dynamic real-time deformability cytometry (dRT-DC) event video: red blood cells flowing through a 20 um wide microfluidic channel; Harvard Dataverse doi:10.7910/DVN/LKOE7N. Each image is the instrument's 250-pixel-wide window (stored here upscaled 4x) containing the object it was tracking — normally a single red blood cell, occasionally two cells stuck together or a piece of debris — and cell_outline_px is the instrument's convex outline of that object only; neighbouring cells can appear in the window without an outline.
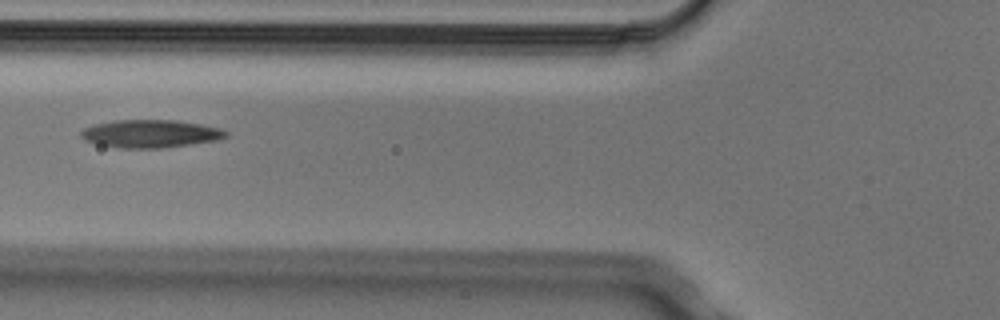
{"species": "Egyptian fruit bat (a non-hibernating species)", "species_latin": "Rousettus aegyptiacus", "temperature_condition": "cold", "stored_images_in_passage": 4, "camera_frame_rate_fps": 3000, "um_per_image_px": 0.085, "animal": {"sex": "male"}, "frame": {"image": 1, "passage_image": 2, "time_ms": 0.333, "image_size_px": [1000, 320], "cell_outline_px": [[228, 136], [220, 140], [164, 148], [120, 148], [96, 144], [84, 140], [80, 136], [80, 132], [84, 128], [92, 124], [112, 120], [176, 120], [200, 124], [220, 128], [228, 132]], "centroid_in_image_um": [12.77, 11.36], "position_along_channel_um": 113.0, "area_um2": 23.87}}
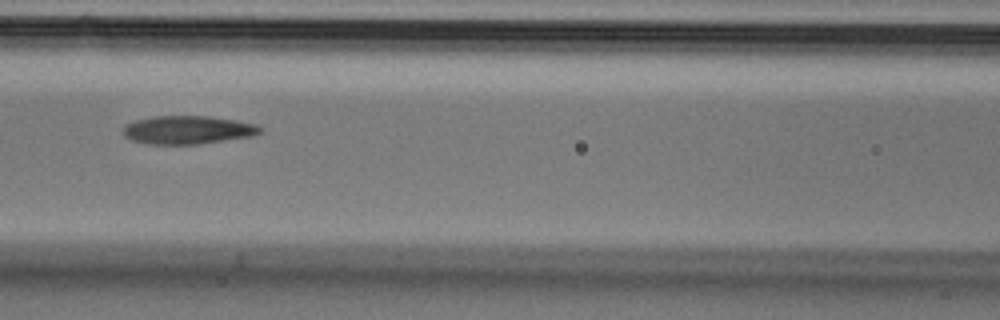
{"frame": {"image": 2, "passage_image": 3, "time_ms": 0.667, "image_size_px": [1000, 320], "cell_outline_px": [[264, 128], [260, 132], [252, 136], [200, 144], [148, 144], [132, 140], [124, 136], [124, 124], [136, 120], [152, 116], [208, 116], [236, 120], [256, 124]], "centroid_in_image_um": [15.96, 11.04], "position_along_channel_um": 150.6, "area_um2": 22.66}}
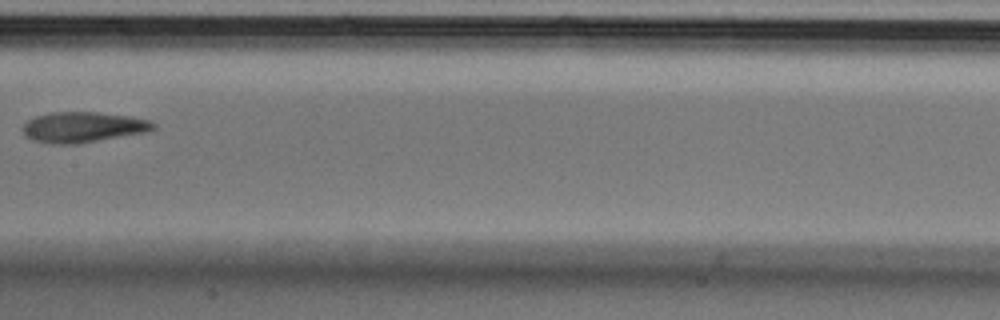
{"frame": {"image": 3, "passage_image": 4, "time_ms": 1.0, "image_size_px": [1000, 320], "cell_outline_px": [[156, 128], [148, 132], [76, 144], [52, 144], [32, 140], [24, 132], [24, 124], [28, 120], [36, 116], [52, 112], [96, 112], [128, 116], [152, 120], [156, 124]], "centroid_in_image_um": [7.11, 10.81], "position_along_channel_um": 200.3, "area_um2": 23.18}}